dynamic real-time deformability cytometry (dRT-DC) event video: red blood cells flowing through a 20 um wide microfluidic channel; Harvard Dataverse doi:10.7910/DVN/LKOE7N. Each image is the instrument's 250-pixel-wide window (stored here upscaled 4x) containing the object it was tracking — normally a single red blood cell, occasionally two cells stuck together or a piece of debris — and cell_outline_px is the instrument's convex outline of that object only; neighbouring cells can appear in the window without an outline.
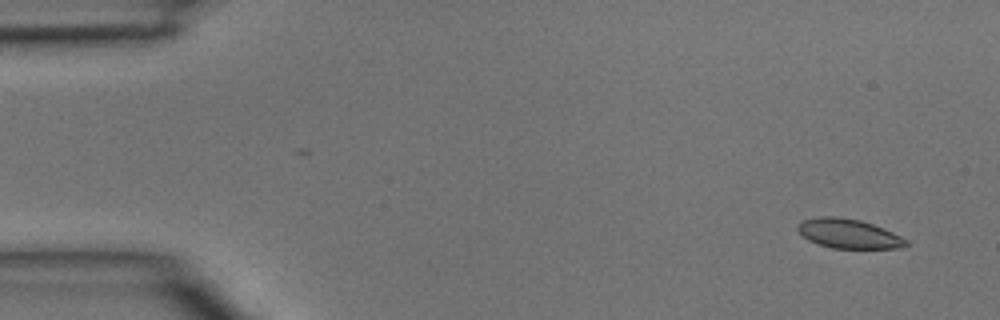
{"species": "common noctule bat (a hibernating species)", "species_latin": "Nyctalus noctula", "temperature_condition": "room temperature", "stored_images_in_passage": 5, "camera_frame_rate_fps": 3000, "um_per_image_px": 0.085, "animal": {"sex": "male", "body_mass_g": 15.6}, "frame": {"image": 1, "passage_image": 1, "time_ms": 0.0, "image_size_px": [1000, 320], "cell_outline_px": [[908, 244], [900, 248], [832, 248], [808, 240], [796, 228], [796, 224], [804, 220], [820, 216], [836, 216], [860, 220], [884, 228], [908, 240]], "centroid_in_image_um": [72.13, 19.85], "position_along_channel_um": 12.9, "area_um2": 18.44}}